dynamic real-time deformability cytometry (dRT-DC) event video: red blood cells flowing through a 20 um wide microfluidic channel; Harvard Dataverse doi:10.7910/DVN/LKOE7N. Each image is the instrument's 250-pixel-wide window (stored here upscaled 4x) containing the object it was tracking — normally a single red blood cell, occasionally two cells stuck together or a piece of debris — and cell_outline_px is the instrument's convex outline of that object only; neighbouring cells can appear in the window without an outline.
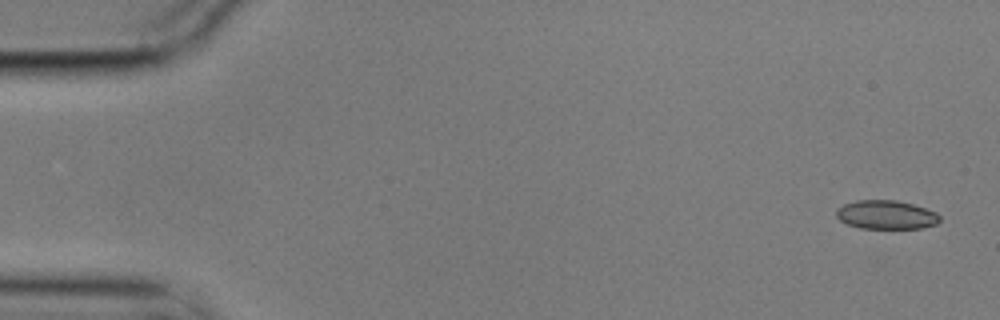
{"species": "common noctule bat (a hibernating species)", "species_latin": "Nyctalus noctula", "temperature_condition": "cold", "stored_images_in_passage": 5, "camera_frame_rate_fps": 3000, "um_per_image_px": 0.085, "animal": {"sex": "male", "body_mass_g": 17.9}, "frame": {"image": 1, "passage_image": 1, "time_ms": 0.0, "image_size_px": [1000, 320], "cell_outline_px": [[940, 220], [936, 224], [924, 228], [860, 228], [848, 224], [840, 220], [836, 216], [836, 208], [844, 204], [856, 200], [896, 200], [912, 204], [936, 212], [940, 216]], "centroid_in_image_um": [75.31, 18.25], "position_along_channel_um": 9.7, "area_um2": 17.34}}
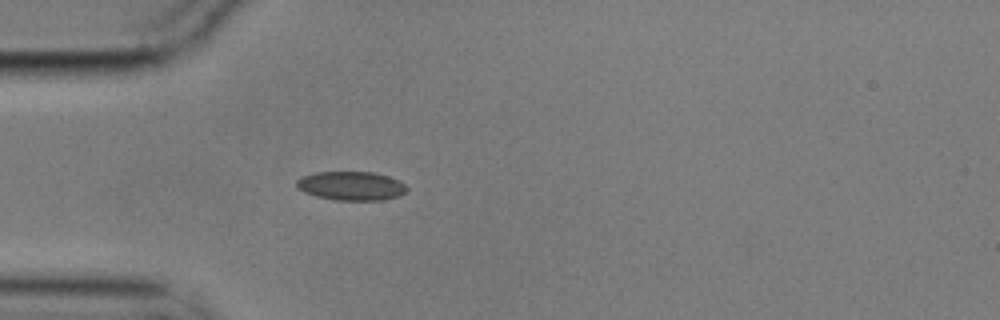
{"frame": {"image": 2, "passage_image": 5, "time_ms": 1.333, "image_size_px": [1000, 320], "cell_outline_px": [[408, 188], [400, 196], [384, 200], [336, 200], [316, 196], [304, 192], [296, 188], [296, 180], [304, 176], [316, 172], [372, 172], [388, 176], [404, 184]], "centroid_in_image_um": [29.84, 15.8], "position_along_channel_um": 55.2, "area_um2": 18.5}}